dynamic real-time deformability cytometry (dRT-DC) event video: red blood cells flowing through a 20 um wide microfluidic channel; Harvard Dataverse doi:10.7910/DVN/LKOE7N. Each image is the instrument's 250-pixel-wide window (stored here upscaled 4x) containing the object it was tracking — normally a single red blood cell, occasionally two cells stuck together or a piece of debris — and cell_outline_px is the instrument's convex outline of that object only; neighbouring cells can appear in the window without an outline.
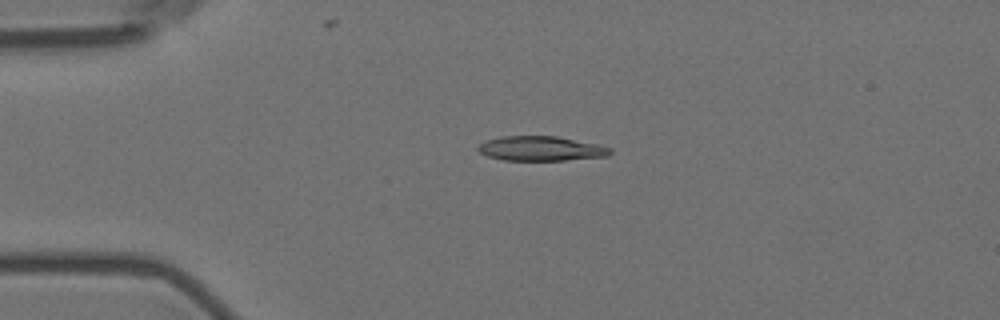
{"species": "Egyptian fruit bat (a non-hibernating species)", "species_latin": "Rousettus aegyptiacus", "temperature_condition": "room temperature", "stored_images_in_passage": 5, "camera_frame_rate_fps": 3000, "um_per_image_px": 0.085, "animal": {"sex": "female"}, "frame": {"image": 1, "passage_image": 4, "time_ms": 3.333, "image_size_px": [1000, 320], "cell_outline_px": [[612, 152], [608, 156], [564, 160], [504, 160], [488, 156], [480, 152], [476, 148], [480, 144], [488, 140], [500, 136], [556, 136], [600, 144], [612, 148]], "centroid_in_image_um": [46.02, 12.62], "position_along_channel_um": 39.0, "area_um2": 18.96}}